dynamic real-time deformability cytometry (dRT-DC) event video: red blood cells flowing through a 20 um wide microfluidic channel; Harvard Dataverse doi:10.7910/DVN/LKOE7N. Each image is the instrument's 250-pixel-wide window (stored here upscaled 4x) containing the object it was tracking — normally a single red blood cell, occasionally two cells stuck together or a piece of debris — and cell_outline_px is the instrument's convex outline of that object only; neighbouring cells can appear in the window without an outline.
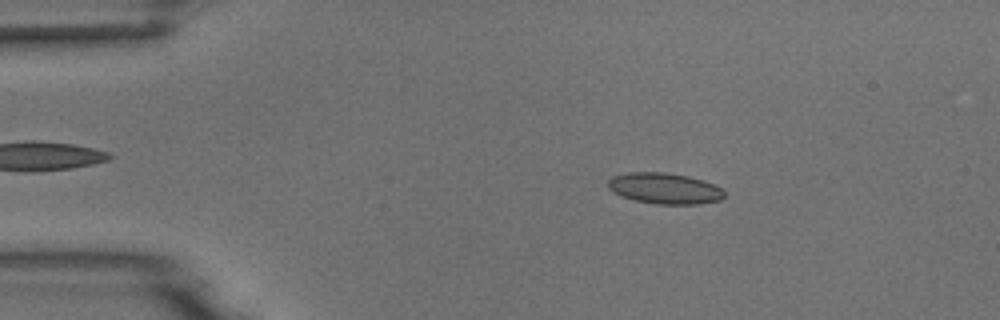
{"species": "common noctule bat (a hibernating species)", "species_latin": "Nyctalus noctula", "temperature_condition": "room temperature", "stored_images_in_passage": 5, "camera_frame_rate_fps": 3000, "um_per_image_px": 0.085, "animal": {"sex": "male", "body_mass_g": 18.8}, "frame": {"image": 1, "passage_image": 2, "time_ms": 1.333, "image_size_px": [1000, 320], "cell_outline_px": [[724, 196], [720, 200], [696, 204], [656, 204], [636, 200], [620, 196], [608, 188], [608, 180], [612, 176], [628, 172], [664, 172], [688, 176], [712, 184], [720, 188], [724, 192]], "centroid_in_image_um": [56.44, 16.01], "position_along_channel_um": 28.6, "area_um2": 20.81}}
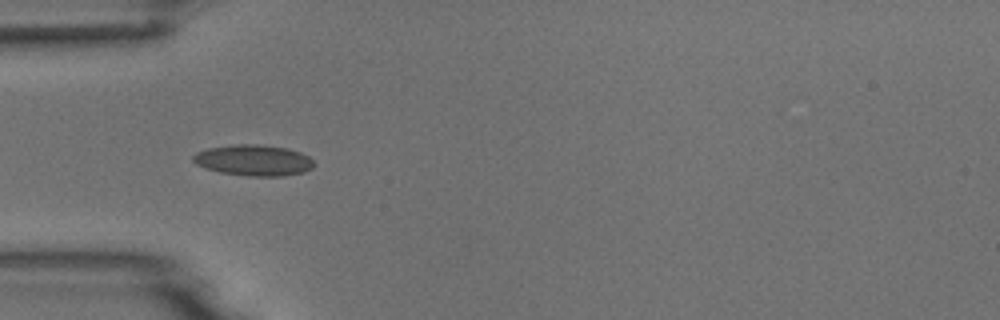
{"frame": {"image": 2, "passage_image": 4, "time_ms": 3.667, "image_size_px": [1000, 320], "cell_outline_px": [[312, 168], [304, 172], [284, 176], [248, 176], [220, 172], [196, 164], [192, 160], [192, 156], [196, 152], [208, 148], [232, 144], [260, 144], [288, 148], [300, 152], [308, 156], [312, 160]], "centroid_in_image_um": [21.55, 13.61], "position_along_channel_um": 63.5, "area_um2": 21.85}}